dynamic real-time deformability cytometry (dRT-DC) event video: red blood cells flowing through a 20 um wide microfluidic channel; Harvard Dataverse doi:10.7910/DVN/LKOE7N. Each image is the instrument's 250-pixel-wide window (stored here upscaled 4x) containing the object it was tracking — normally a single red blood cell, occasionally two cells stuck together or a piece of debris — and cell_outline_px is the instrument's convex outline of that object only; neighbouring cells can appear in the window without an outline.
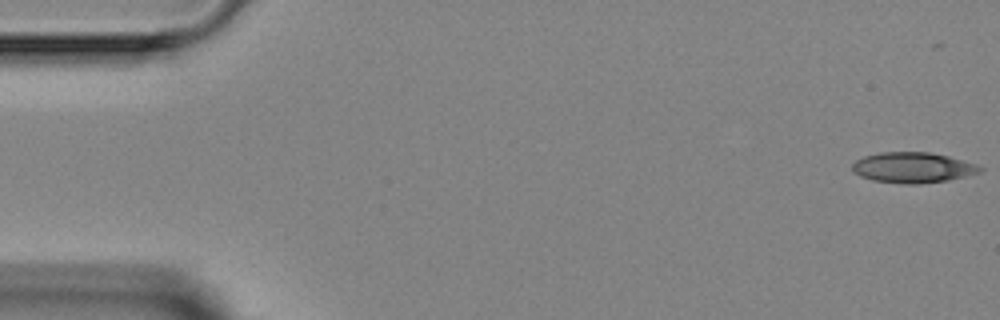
{"species": "Egyptian fruit bat (a non-hibernating species)", "species_latin": "Rousettus aegyptiacus", "temperature_condition": "room temperature", "stored_images_in_passage": 5, "camera_frame_rate_fps": 3000, "um_per_image_px": 0.085, "animal": {"sex": "female"}, "frame": {"image": 1, "passage_image": 1, "time_ms": 0.0, "image_size_px": [1000, 320], "cell_outline_px": [[984, 168], [980, 172], [948, 180], [920, 184], [904, 184], [872, 180], [860, 176], [852, 172], [852, 164], [856, 160], [864, 156], [880, 152], [928, 152], [948, 156], [976, 164]], "centroid_in_image_um": [77.56, 14.24], "position_along_channel_um": 7.4, "area_um2": 22.72}}
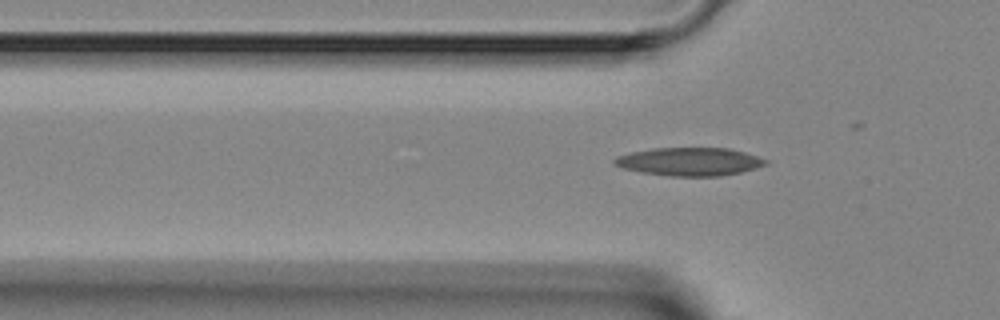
{"frame": {"image": 2, "passage_image": 5, "time_ms": 4.667, "image_size_px": [1000, 320], "cell_outline_px": [[768, 164], [756, 168], [740, 172], [720, 176], [668, 176], [640, 172], [624, 168], [612, 164], [612, 160], [616, 156], [632, 152], [652, 148], [728, 148], [744, 152], [768, 160]], "centroid_in_image_um": [58.59, 13.74], "position_along_channel_um": 67.2, "area_um2": 24.85}}